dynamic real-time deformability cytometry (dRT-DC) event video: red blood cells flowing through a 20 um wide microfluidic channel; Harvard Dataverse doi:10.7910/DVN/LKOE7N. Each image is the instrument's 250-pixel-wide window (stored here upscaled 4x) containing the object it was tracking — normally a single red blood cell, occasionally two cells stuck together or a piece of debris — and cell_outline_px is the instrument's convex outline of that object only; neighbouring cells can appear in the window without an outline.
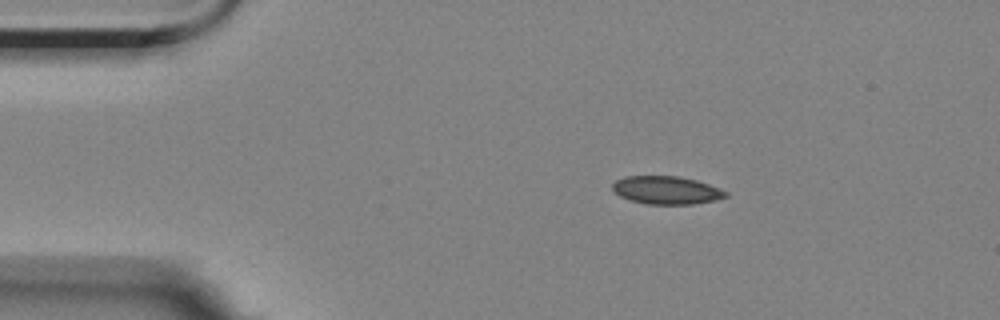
{"species": "Egyptian fruit bat (a non-hibernating species)", "species_latin": "Rousettus aegyptiacus", "temperature_condition": "room temperature", "stored_images_in_passage": 4, "camera_frame_rate_fps": 3000, "um_per_image_px": 0.085, "animal": {"sex": "female"}, "frame": {"image": 1, "passage_image": 2, "time_ms": 1.333, "image_size_px": [1000, 320], "cell_outline_px": [[728, 196], [716, 200], [692, 204], [644, 204], [620, 196], [612, 188], [612, 184], [616, 180], [624, 176], [680, 176], [696, 180], [708, 184], [728, 192]], "centroid_in_image_um": [56.65, 16.16], "position_along_channel_um": 28.3, "area_um2": 18.44}}